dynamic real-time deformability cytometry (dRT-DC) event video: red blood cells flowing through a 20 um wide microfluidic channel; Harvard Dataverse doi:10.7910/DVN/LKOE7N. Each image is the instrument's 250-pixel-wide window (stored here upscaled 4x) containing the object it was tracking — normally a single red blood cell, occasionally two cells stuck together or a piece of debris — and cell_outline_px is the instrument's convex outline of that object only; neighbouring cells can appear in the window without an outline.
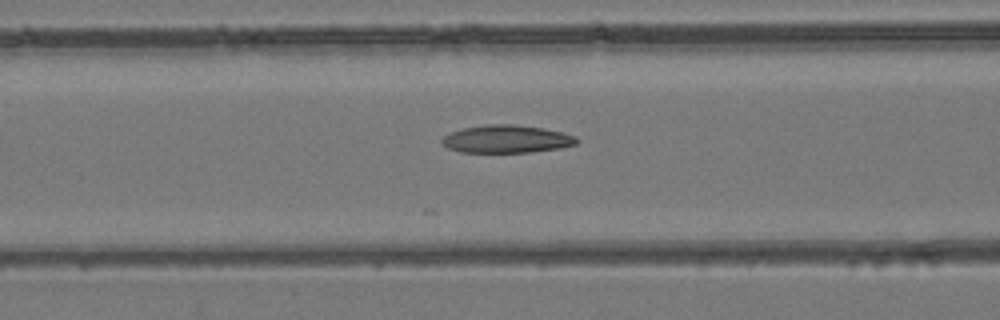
{"species": "common noctule bat (a hibernating species)", "species_latin": "Nyctalus noctula", "temperature_condition": "room temperature", "stored_images_in_passage": 29, "camera_frame_rate_fps": 3000, "um_per_image_px": 0.085, "animal": {"sex": "female", "body_mass_g": 24.6, "forearm_length_mm": 56.2}, "frame": {"image": 1, "passage_image": 21, "time_ms": 6.667, "image_size_px": [1000, 320], "cell_outline_px": [[580, 140], [576, 144], [560, 148], [528, 152], [460, 152], [448, 148], [440, 140], [444, 136], [452, 132], [464, 128], [484, 124], [512, 124], [544, 128], [576, 136]], "centroid_in_image_um": [43.07, 11.81], "position_along_channel_um": 123.5, "area_um2": 21.73}}
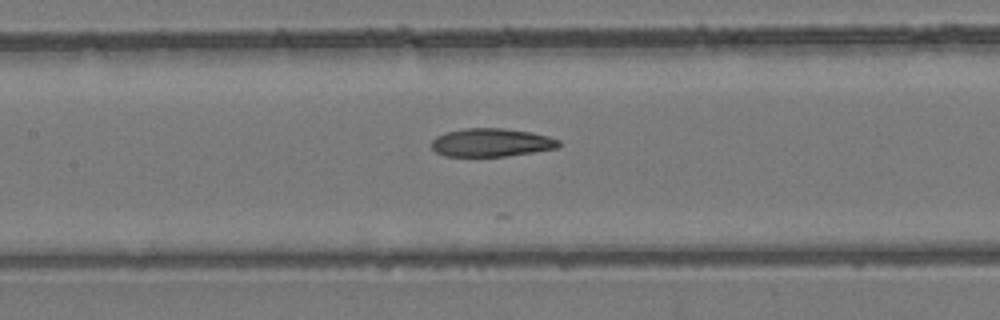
{"frame": {"image": 2, "passage_image": 24, "time_ms": 7.667, "image_size_px": [1000, 320], "cell_outline_px": [[560, 144], [556, 148], [532, 152], [504, 156], [444, 156], [436, 152], [432, 148], [432, 140], [436, 136], [444, 132], [464, 128], [504, 128], [532, 132], [548, 136], [560, 140]], "centroid_in_image_um": [41.74, 12.1], "position_along_channel_um": 165.7, "area_um2": 20.98}}
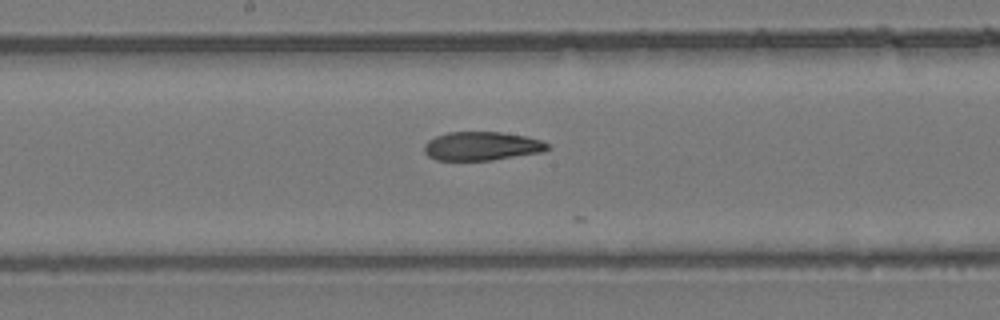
{"frame": {"image": 3, "passage_image": 27, "time_ms": 8.667, "image_size_px": [1000, 320], "cell_outline_px": [[548, 148], [540, 152], [492, 160], [436, 160], [428, 156], [424, 152], [424, 144], [428, 140], [436, 136], [448, 132], [500, 132], [528, 136], [540, 140], [548, 144]], "centroid_in_image_um": [40.91, 12.41], "position_along_channel_um": 207.3, "area_um2": 20.52}}